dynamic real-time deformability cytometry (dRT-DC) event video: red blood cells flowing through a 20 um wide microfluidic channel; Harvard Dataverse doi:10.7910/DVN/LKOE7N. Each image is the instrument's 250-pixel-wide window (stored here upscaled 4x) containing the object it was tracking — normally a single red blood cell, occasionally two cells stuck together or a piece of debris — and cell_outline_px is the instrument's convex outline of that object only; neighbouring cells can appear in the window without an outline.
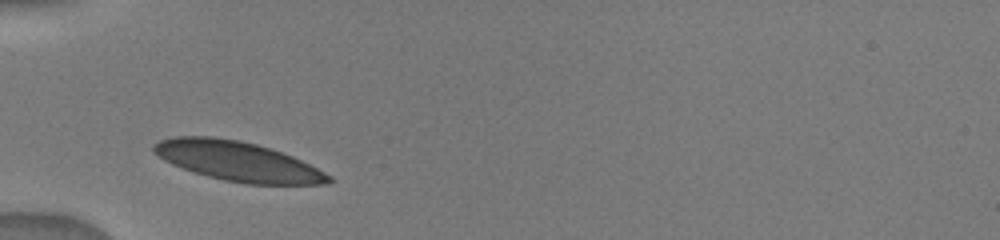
{"species": "human", "species_latin": "Homo sapiens", "temperature_condition": "warm", "stored_images_in_passage": 3, "camera_frame_rate_fps": 3000, "um_per_image_px": 0.085, "donor": {"sex": "male"}, "frame": {"image": 1, "passage_image": 1, "time_ms": 0.0, "image_size_px": [1000, 240], "cell_outline_px": [[332, 180], [328, 184], [248, 184], [224, 180], [208, 176], [172, 164], [164, 160], [152, 152], [152, 144], [160, 140], [172, 136], [212, 136], [240, 140], [256, 144], [292, 156], [332, 176]], "centroid_in_image_um": [20.16, 13.69], "position_along_channel_um": 64.8, "area_um2": 40.06}}
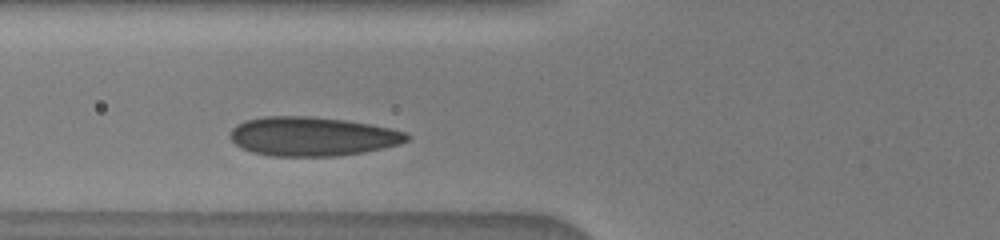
{"frame": {"image": 2, "passage_image": 2, "time_ms": 1.0, "image_size_px": [1000, 240], "cell_outline_px": [[412, 136], [408, 140], [400, 144], [384, 148], [364, 152], [336, 156], [272, 156], [252, 152], [240, 148], [228, 136], [232, 128], [236, 124], [244, 120], [264, 116], [308, 116], [344, 120], [368, 124], [408, 132]], "centroid_in_image_um": [26.53, 11.6], "position_along_channel_um": 99.3, "area_um2": 40.46}}
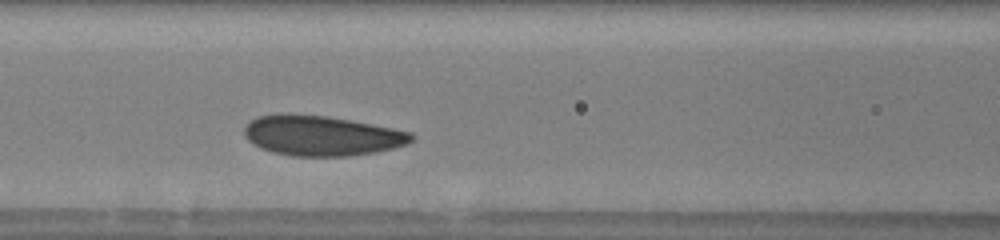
{"frame": {"image": 3, "passage_image": 3, "time_ms": 2.0, "image_size_px": [1000, 240], "cell_outline_px": [[416, 136], [408, 144], [376, 152], [348, 156], [292, 156], [272, 152], [260, 148], [252, 144], [244, 136], [244, 128], [256, 116], [280, 112], [328, 116], [392, 128], [412, 132]], "centroid_in_image_um": [27.3, 11.52], "position_along_channel_um": 139.3, "area_um2": 39.42}}